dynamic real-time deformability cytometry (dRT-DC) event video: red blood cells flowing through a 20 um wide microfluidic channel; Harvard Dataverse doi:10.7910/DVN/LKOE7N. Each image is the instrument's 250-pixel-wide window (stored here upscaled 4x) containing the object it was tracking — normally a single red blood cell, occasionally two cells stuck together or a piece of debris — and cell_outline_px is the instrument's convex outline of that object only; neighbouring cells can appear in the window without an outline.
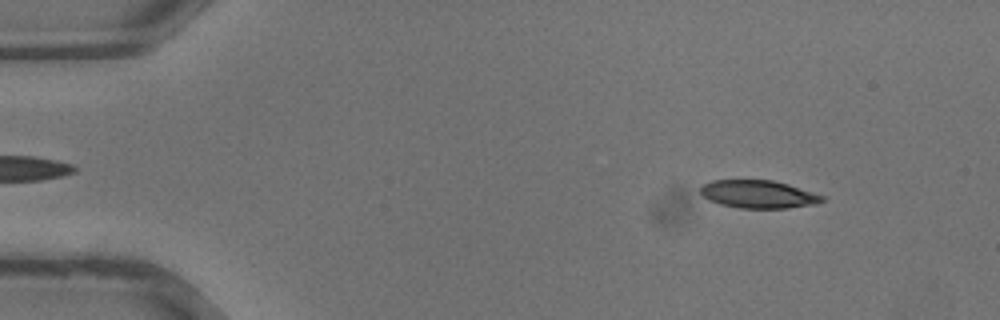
{"species": "common noctule bat (a hibernating species)", "species_latin": "Nyctalus noctula", "temperature_condition": "warm", "stored_images_in_passage": 36, "camera_frame_rate_fps": 3000, "um_per_image_px": 0.085, "animal": {"sex": "male", "body_mass_g": 13.3}, "frame": {"image": 1, "passage_image": 4, "time_ms": 1.0, "image_size_px": [1000, 320], "cell_outline_px": [[824, 200], [816, 204], [788, 208], [740, 208], [720, 204], [708, 200], [700, 192], [700, 184], [712, 180], [772, 180], [788, 184], [824, 196]], "centroid_in_image_um": [64.42, 16.5], "position_along_channel_um": 20.6, "area_um2": 19.83}}
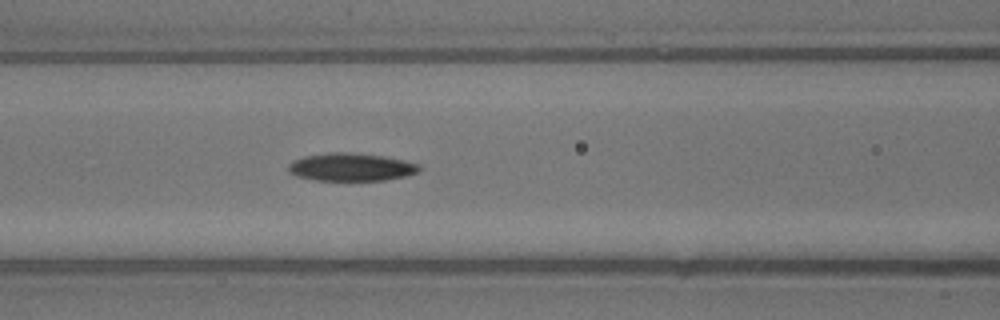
{"frame": {"image": 2, "passage_image": 15, "time_ms": 4.667, "image_size_px": [1000, 320], "cell_outline_px": [[420, 172], [408, 176], [384, 180], [316, 180], [296, 176], [288, 172], [288, 164], [292, 160], [304, 156], [328, 152], [348, 152], [384, 156], [404, 160], [420, 164]], "centroid_in_image_um": [29.85, 14.19], "position_along_channel_um": 136.8, "area_um2": 21.5}}
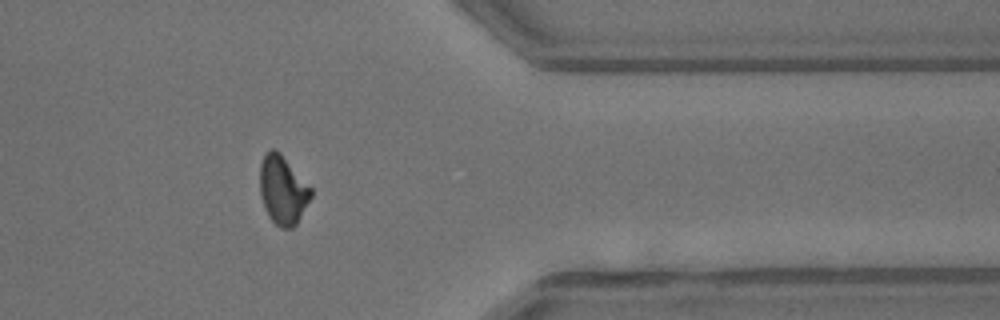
{"frame": {"image": 3, "passage_image": 29, "time_ms": 9.333, "image_size_px": [1000, 320], "cell_outline_px": [[312, 196], [296, 224], [292, 228], [280, 228], [268, 216], [264, 208], [260, 192], [260, 164], [264, 156], [272, 148], [276, 148], [280, 152], [312, 188]], "centroid_in_image_um": [24.04, 16.15], "position_along_channel_um": 387.4, "area_um2": 20.4}}